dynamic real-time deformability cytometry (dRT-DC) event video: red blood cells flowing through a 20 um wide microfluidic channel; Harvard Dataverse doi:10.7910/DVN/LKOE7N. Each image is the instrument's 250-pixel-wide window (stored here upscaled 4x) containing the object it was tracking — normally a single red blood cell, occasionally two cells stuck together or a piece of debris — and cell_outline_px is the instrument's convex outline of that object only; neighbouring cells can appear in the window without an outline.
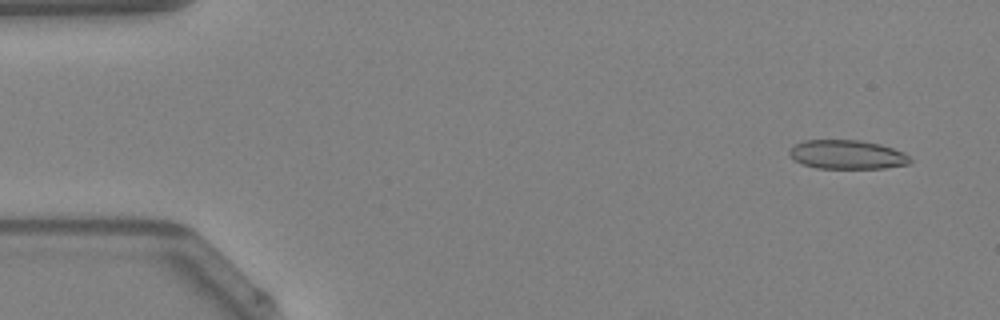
{"species": "Egyptian fruit bat (a non-hibernating species)", "species_latin": "Rousettus aegyptiacus", "temperature_condition": "warm", "stored_images_in_passage": 48, "camera_frame_rate_fps": 3000, "um_per_image_px": 0.085, "animal": {"sex": "female"}, "frame": {"image": 1, "passage_image": 3, "time_ms": 0.667, "image_size_px": [1000, 320], "cell_outline_px": [[912, 160], [908, 164], [884, 168], [816, 168], [804, 164], [796, 160], [788, 152], [796, 144], [804, 140], [860, 140], [880, 144], [904, 152]], "centroid_in_image_um": [72.03, 13.14], "position_along_channel_um": 13.0, "area_um2": 20.17}}
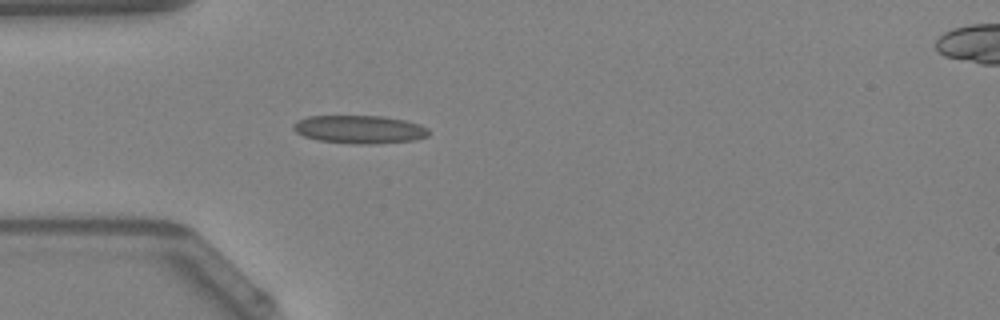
{"frame": {"image": 2, "passage_image": 14, "time_ms": 4.333, "image_size_px": [1000, 320], "cell_outline_px": [[428, 136], [416, 140], [372, 144], [360, 144], [316, 140], [304, 136], [296, 132], [292, 128], [292, 124], [296, 120], [308, 116], [384, 116], [404, 120], [420, 124], [428, 128]], "centroid_in_image_um": [30.54, 10.99], "position_along_channel_um": 54.5, "area_um2": 22.31}}
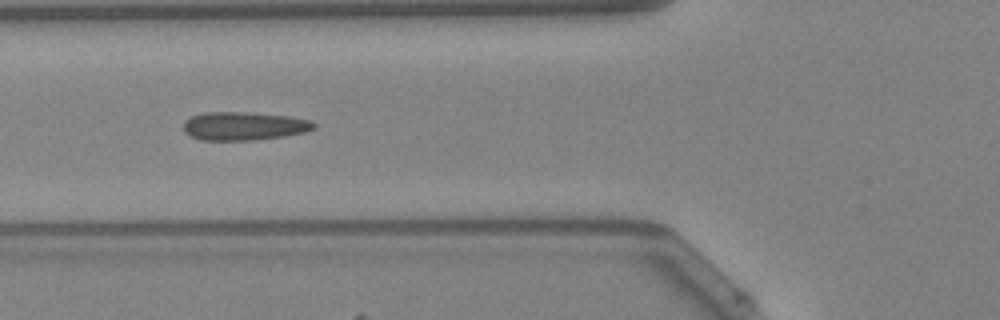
{"frame": {"image": 3, "passage_image": 18, "time_ms": 5.667, "image_size_px": [1000, 320], "cell_outline_px": [[316, 128], [308, 132], [284, 136], [252, 140], [200, 140], [184, 132], [184, 120], [192, 116], [204, 112], [248, 112], [288, 116], [312, 120], [316, 124]], "centroid_in_image_um": [20.77, 10.71], "position_along_channel_um": 105.0, "area_um2": 21.73}, "authors_computed_cell_mechanics": {"area_um2": 20.6924, "velocity_mm_per_s": 4.2701, "shape_relaxation_time_tau1_ms": null, "shape_relaxation_time_tau2_ms": 2.1876, "deformation_change_tau1": null, "deformation_change_tau2": 0.1207}}